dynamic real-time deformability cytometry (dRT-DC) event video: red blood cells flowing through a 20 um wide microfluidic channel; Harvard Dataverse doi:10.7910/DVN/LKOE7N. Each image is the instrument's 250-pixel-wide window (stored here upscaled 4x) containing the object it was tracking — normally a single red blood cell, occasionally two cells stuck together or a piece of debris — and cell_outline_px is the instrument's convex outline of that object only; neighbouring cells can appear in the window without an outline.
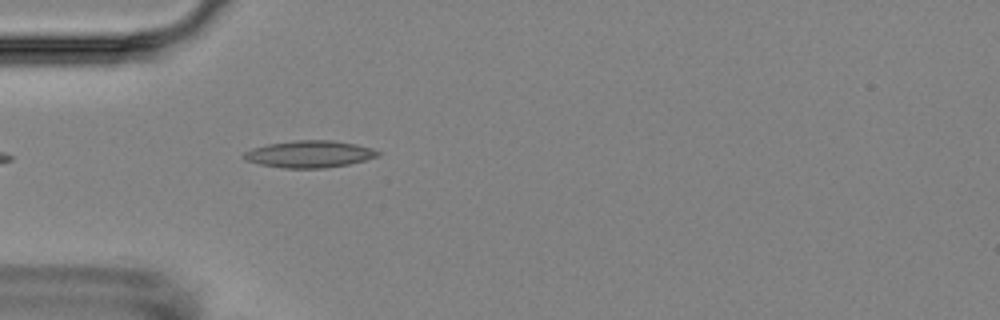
{"species": "Egyptian fruit bat (a non-hibernating species)", "species_latin": "Rousettus aegyptiacus", "temperature_condition": "room temperature", "stored_images_in_passage": 1, "camera_frame_rate_fps": 3000, "um_per_image_px": 0.085, "animal": {"sex": "female"}, "frame": {"image": 1, "passage_image": 1, "time_ms": 0.0, "image_size_px": [1000, 320], "cell_outline_px": [[380, 156], [348, 164], [324, 168], [284, 168], [260, 164], [244, 160], [240, 156], [244, 152], [252, 148], [268, 144], [296, 140], [332, 140], [356, 144], [372, 148], [380, 152]], "centroid_in_image_um": [26.28, 13.09], "position_along_channel_um": 58.7, "area_um2": 21.1}}